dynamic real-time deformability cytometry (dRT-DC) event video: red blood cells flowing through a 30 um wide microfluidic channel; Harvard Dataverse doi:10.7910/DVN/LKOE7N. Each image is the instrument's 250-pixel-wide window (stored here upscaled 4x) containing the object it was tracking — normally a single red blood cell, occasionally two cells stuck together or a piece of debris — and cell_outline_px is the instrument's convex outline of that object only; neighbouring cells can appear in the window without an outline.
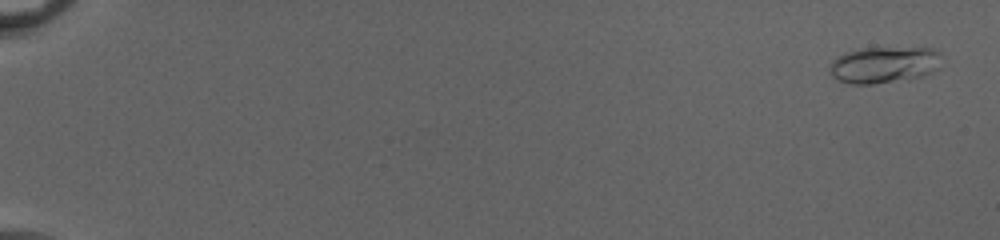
{"species": "common noctule bat (a hibernating species)", "species_latin": "Nyctalus noctula", "temperature_condition": "cold", "stored_images_in_passage": 53, "camera_frame_rate_fps": 3000, "um_per_image_px": 0.085, "animal": {"sex": "female", "body_mass_g": 20.0, "forearm_length_mm": 54.0}, "frame": {"image": 1, "passage_image": 2, "time_ms": 0.333, "image_size_px": [1000, 240], "cell_outline_px": [[940, 68], [932, 72], [908, 80], [872, 84], [852, 84], [840, 80], [832, 76], [828, 72], [828, 68], [832, 60], [836, 56], [844, 52], [860, 48], [932, 48], [940, 52]], "centroid_in_image_um": [75.12, 5.51], "position_along_channel_um": 9.9, "area_um2": 24.16}}
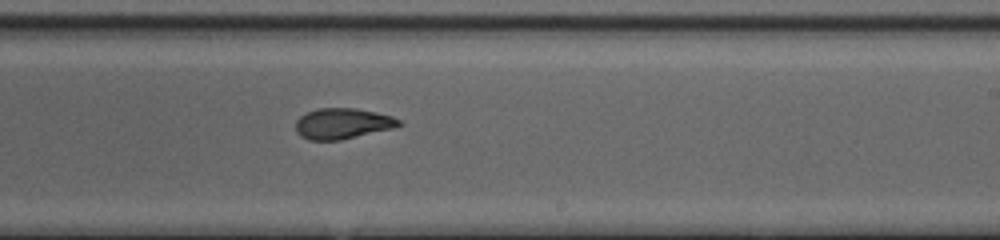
{"frame": {"image": 2, "passage_image": 35, "time_ms": 11.333, "image_size_px": [1000, 240], "cell_outline_px": [[404, 124], [392, 128], [340, 140], [308, 140], [300, 136], [296, 132], [296, 120], [304, 112], [316, 108], [356, 108], [376, 112], [392, 116], [400, 120]], "centroid_in_image_um": [29.08, 10.49], "position_along_channel_um": 259.9, "area_um2": 18.61}}
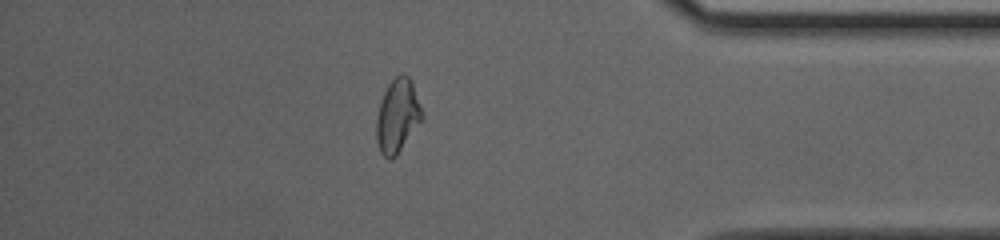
{"frame": {"image": 3, "passage_image": 47, "time_ms": 15.333, "image_size_px": [1000, 240], "cell_outline_px": [[424, 116], [396, 156], [392, 160], [388, 160], [380, 152], [376, 140], [376, 116], [384, 92], [388, 84], [400, 72], [408, 76], [412, 84]], "centroid_in_image_um": [33.76, 9.87], "position_along_channel_um": 401.4, "area_um2": 19.36}, "authors_computed_cell_mechanics": {"area_um2": 19.363, "velocity_mm_per_s": 4.0825, "shape_relaxation_time_tau1_ms": 3.4715, "shape_relaxation_time_tau2_ms": 1.9514, "deformation_change_tau1": 0.1654, "deformation_change_tau2": 0.0894}}